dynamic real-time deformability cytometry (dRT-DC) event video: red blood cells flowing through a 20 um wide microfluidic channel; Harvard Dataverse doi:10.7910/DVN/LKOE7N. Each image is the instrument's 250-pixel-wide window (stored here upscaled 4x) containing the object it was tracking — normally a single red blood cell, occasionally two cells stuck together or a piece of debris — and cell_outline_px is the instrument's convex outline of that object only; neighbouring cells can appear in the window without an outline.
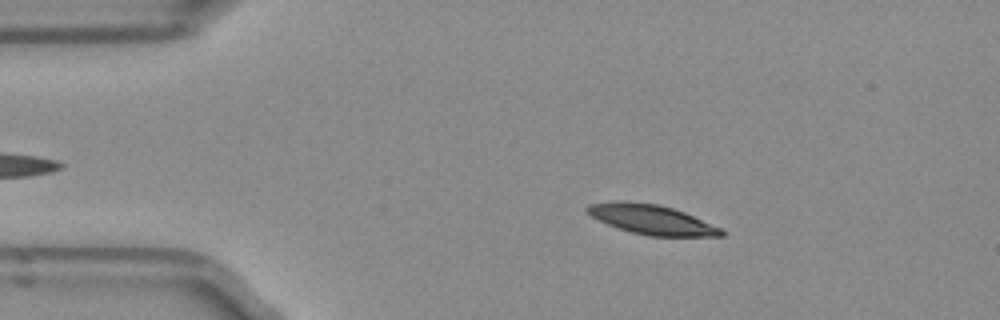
{"species": "Egyptian fruit bat (a non-hibernating species)", "species_latin": "Rousettus aegyptiacus", "temperature_condition": "room temperature", "stored_images_in_passage": 37, "camera_frame_rate_fps": 3000, "um_per_image_px": 0.085, "frame": {"image": 1, "passage_image": 2, "time_ms": 0.333, "image_size_px": [1000, 320], "cell_outline_px": [[724, 236], [648, 236], [632, 232], [608, 224], [584, 212], [584, 208], [588, 204], [624, 200], [656, 204], [672, 208], [684, 212], [720, 228], [724, 232]], "centroid_in_image_um": [55.34, 18.65], "position_along_channel_um": 29.7, "area_um2": 22.89}}
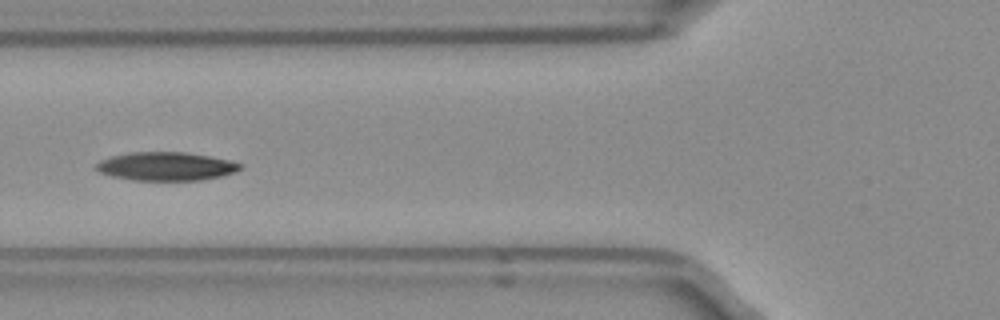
{"frame": {"image": 2, "passage_image": 12, "time_ms": 3.667, "image_size_px": [1000, 320], "cell_outline_px": [[244, 168], [236, 172], [220, 176], [200, 180], [132, 180], [112, 176], [100, 172], [96, 168], [96, 164], [100, 160], [112, 156], [128, 152], [184, 152], [208, 156], [228, 160], [244, 164]], "centroid_in_image_um": [14.14, 14.14], "position_along_channel_um": 111.7, "area_um2": 23.87}}
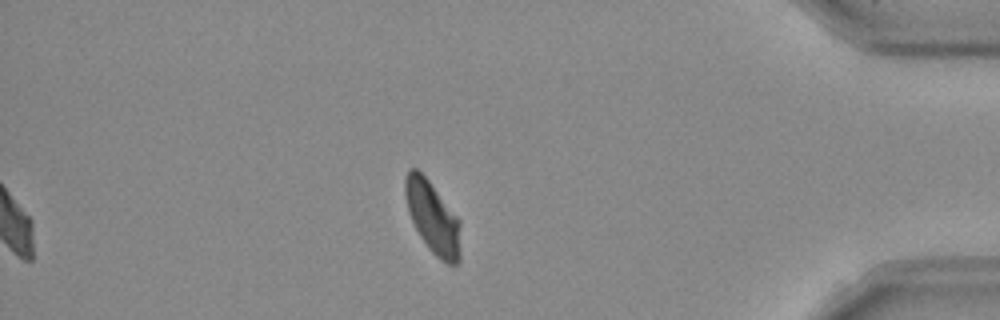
{"frame": {"image": 3, "passage_image": 37, "time_ms": 12.0, "image_size_px": [1000, 320], "cell_outline_px": [[460, 260], [456, 264], [448, 264], [440, 260], [428, 248], [420, 236], [408, 212], [404, 192], [404, 180], [408, 172], [412, 168], [416, 168], [428, 180], [460, 220]], "centroid_in_image_um": [36.78, 18.51], "position_along_channel_um": 398.4, "area_um2": 23.06}, "authors_computed_cell_mechanics": {"area_um2": 23.8714, "velocity_mm_per_s": 3.9248, "shape_relaxation_time_tau1_ms": 5.9196, "shape_relaxation_time_tau2_ms": null, "deformation_change_tau1": 0.152, "deformation_change_tau2": null}}